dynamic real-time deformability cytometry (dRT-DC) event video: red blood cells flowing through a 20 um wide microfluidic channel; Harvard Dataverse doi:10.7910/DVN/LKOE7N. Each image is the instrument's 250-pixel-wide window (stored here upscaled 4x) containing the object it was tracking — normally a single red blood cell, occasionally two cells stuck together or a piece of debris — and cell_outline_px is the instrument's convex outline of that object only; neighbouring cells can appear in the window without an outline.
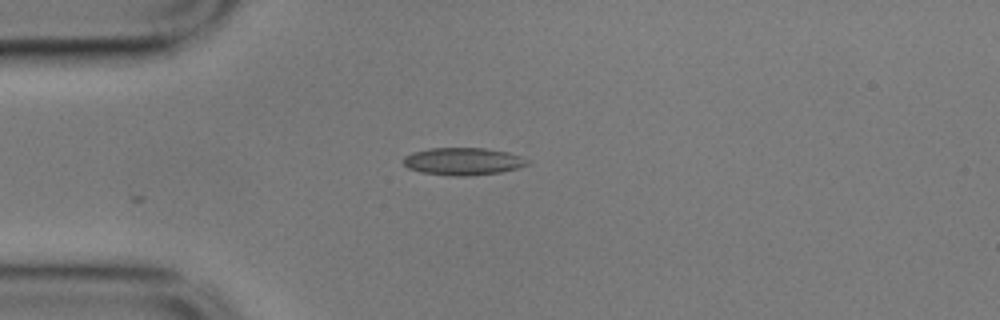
{"species": "common noctule bat (a hibernating species)", "species_latin": "Nyctalus noctula", "temperature_condition": "cold", "stored_images_in_passage": 13, "camera_frame_rate_fps": 3000, "um_per_image_px": 0.085, "animal": {"sex": "male", "body_mass_g": 17.9}, "frame": {"image": 1, "passage_image": 1, "time_ms": 0.0, "image_size_px": [1000, 320], "cell_outline_px": [[528, 164], [516, 168], [500, 172], [468, 176], [448, 176], [420, 172], [408, 168], [404, 164], [404, 156], [412, 152], [428, 148], [484, 148], [508, 152], [520, 156], [528, 160]], "centroid_in_image_um": [39.31, 13.72], "position_along_channel_um": 45.7, "area_um2": 19.83}}
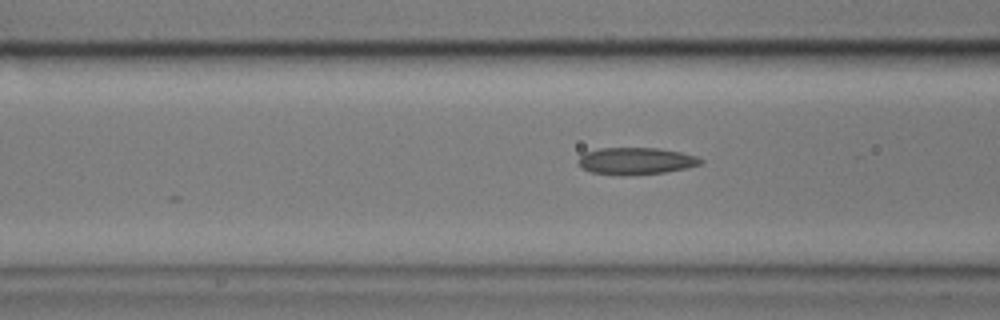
{"frame": {"image": 2, "passage_image": 8, "time_ms": 2.333, "image_size_px": [1000, 320], "cell_outline_px": [[704, 160], [700, 164], [688, 168], [664, 172], [624, 176], [616, 176], [592, 172], [584, 168], [576, 160], [584, 152], [600, 148], [656, 148], [680, 152], [696, 156]], "centroid_in_image_um": [54.03, 13.69], "position_along_channel_um": 112.6, "area_um2": 19.31}}
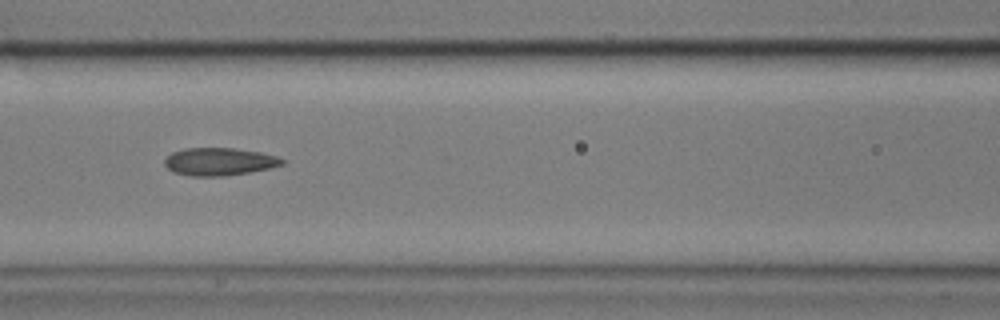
{"frame": {"image": 3, "passage_image": 11, "time_ms": 3.333, "image_size_px": [1000, 320], "cell_outline_px": [[284, 164], [268, 168], [248, 172], [224, 176], [188, 176], [172, 172], [164, 164], [164, 160], [172, 152], [184, 148], [232, 148], [260, 152], [276, 156], [284, 160]], "centroid_in_image_um": [18.59, 13.74], "position_along_channel_um": 148.0, "area_um2": 18.9}}